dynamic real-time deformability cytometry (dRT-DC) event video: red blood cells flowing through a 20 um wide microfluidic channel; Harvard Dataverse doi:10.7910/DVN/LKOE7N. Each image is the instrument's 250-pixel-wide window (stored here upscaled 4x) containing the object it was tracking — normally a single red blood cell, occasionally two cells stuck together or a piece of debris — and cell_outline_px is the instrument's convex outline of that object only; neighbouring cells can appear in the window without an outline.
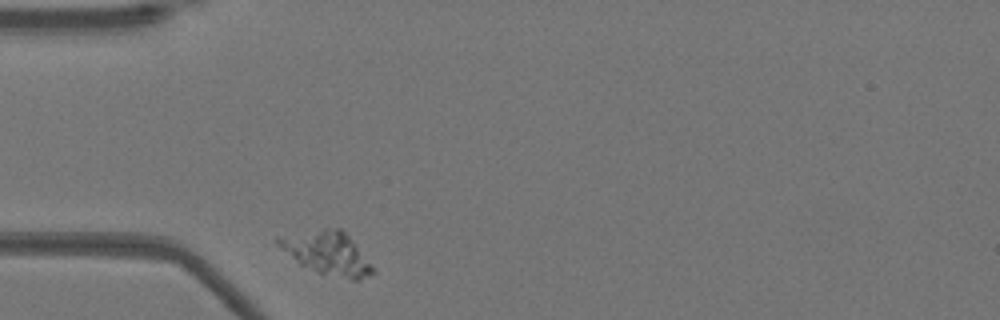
{"species": "Egyptian fruit bat (a non-hibernating species)", "species_latin": "Rousettus aegyptiacus", "temperature_condition": "warm", "stored_images_in_passage": 34, "camera_frame_rate_fps": 3000, "um_per_image_px": 0.085, "animal": {"sex": "female"}, "frame": {"image": 1, "passage_image": 1, "time_ms": 0.0, "image_size_px": [1000, 320], "cell_outline_px": [[376, 272], [360, 280], [352, 280], [320, 272], [300, 264], [280, 248], [276, 244], [276, 236], [324, 228], [340, 228], [352, 240], [376, 268]], "centroid_in_image_um": [27.84, 21.5], "position_along_channel_um": 57.2, "area_um2": 23.58}}
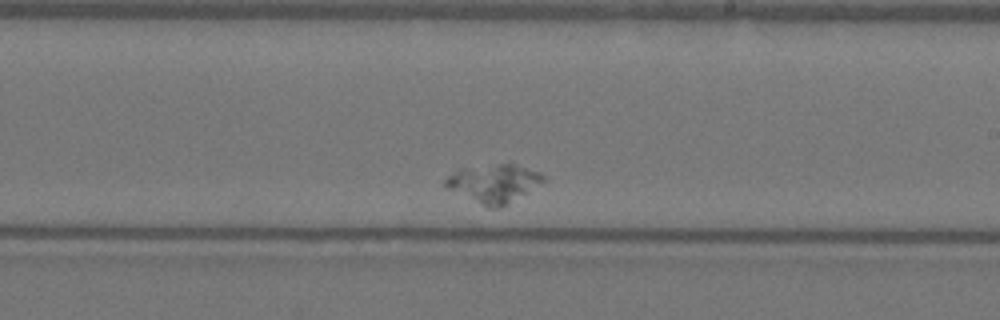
{"frame": {"image": 2, "passage_image": 20, "time_ms": 6.333, "image_size_px": [1000, 320], "cell_outline_px": [[544, 180], [500, 208], [488, 208], [448, 188], [444, 184], [444, 180], [448, 176], [460, 168], [496, 164], [512, 164], [540, 172], [544, 176]], "centroid_in_image_um": [41.92, 15.58], "position_along_channel_um": 247.1, "area_um2": 21.1}}
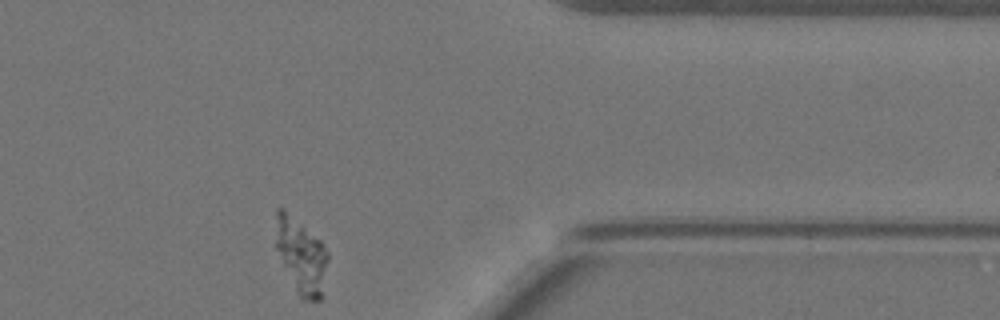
{"frame": {"image": 3, "passage_image": 34, "time_ms": 11.0, "image_size_px": [1000, 320], "cell_outline_px": [[328, 260], [320, 300], [304, 300], [296, 292], [276, 248], [276, 208], [284, 208], [320, 240], [324, 244], [328, 252]], "centroid_in_image_um": [25.6, 21.72], "position_along_channel_um": 385.8, "area_um2": 22.54}}